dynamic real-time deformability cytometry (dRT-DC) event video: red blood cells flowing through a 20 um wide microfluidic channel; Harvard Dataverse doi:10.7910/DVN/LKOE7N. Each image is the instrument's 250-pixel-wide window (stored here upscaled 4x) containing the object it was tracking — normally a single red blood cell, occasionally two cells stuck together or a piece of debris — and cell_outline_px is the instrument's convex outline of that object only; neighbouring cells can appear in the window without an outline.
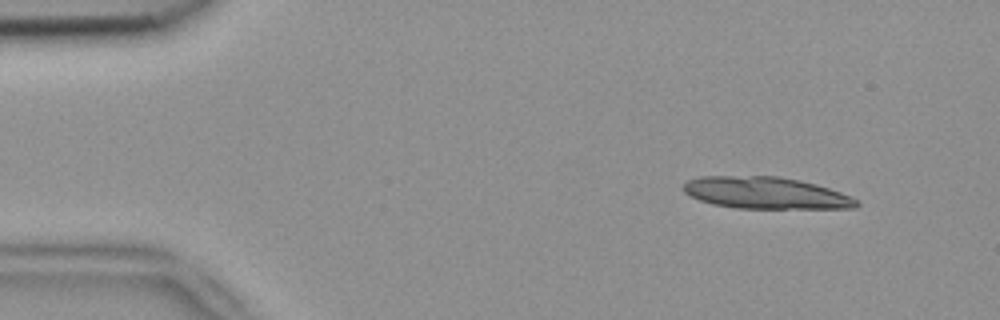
{"species": "common noctule bat (a hibernating species)", "species_latin": "Nyctalus noctula", "temperature_condition": "room temperature", "stored_images_in_passage": 3, "camera_frame_rate_fps": 3000, "um_per_image_px": 0.085, "animal": {"sex": "female", "body_mass_g": 18.4}, "frame": {"image": 1, "passage_image": 1, "time_ms": 0.0, "image_size_px": [1000, 320], "cell_outline_px": [[860, 204], [856, 208], [736, 208], [712, 204], [700, 200], [684, 192], [680, 188], [688, 180], [700, 176], [780, 176], [800, 180], [816, 184], [840, 192], [860, 200]], "centroid_in_image_um": [65.09, 16.4], "position_along_channel_um": 19.9, "area_um2": 32.19}}